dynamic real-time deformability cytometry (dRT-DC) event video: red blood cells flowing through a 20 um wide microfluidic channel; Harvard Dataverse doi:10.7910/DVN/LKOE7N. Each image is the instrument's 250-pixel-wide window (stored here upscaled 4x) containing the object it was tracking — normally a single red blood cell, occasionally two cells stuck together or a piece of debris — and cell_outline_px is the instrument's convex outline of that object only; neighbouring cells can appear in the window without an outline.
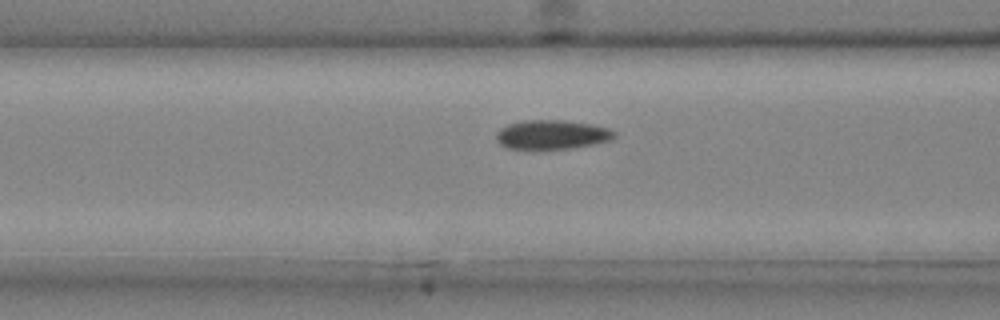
{"species": "common noctule bat (a hibernating species)", "species_latin": "Nyctalus noctula", "temperature_condition": "cold", "stored_images_in_passage": 37, "camera_frame_rate_fps": 3000, "um_per_image_px": 0.085, "animal": {"sex": "male", "body_mass_g": 20.4}, "frame": {"image": 1, "passage_image": 16, "time_ms": 5.0, "image_size_px": [1000, 320], "cell_outline_px": [[616, 136], [612, 140], [596, 144], [572, 148], [508, 148], [500, 144], [496, 140], [496, 132], [500, 128], [508, 124], [524, 120], [564, 120], [588, 124], [608, 128], [616, 132]], "centroid_in_image_um": [46.92, 11.43], "position_along_channel_um": 119.7, "area_um2": 20.0}}
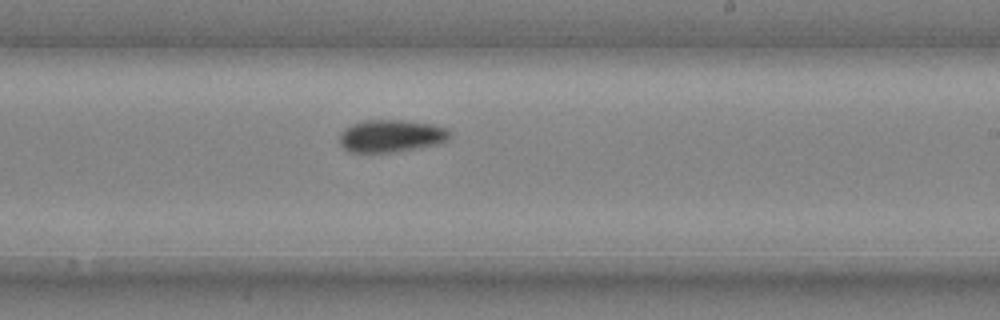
{"frame": {"image": 2, "passage_image": 25, "time_ms": 8.0, "image_size_px": [1000, 320], "cell_outline_px": [[452, 132], [448, 140], [440, 144], [396, 152], [348, 152], [340, 144], [340, 132], [344, 128], [352, 124], [364, 120], [404, 120], [432, 124], [448, 128]], "centroid_in_image_um": [33.27, 11.55], "position_along_channel_um": 255.7, "area_um2": 21.15}}
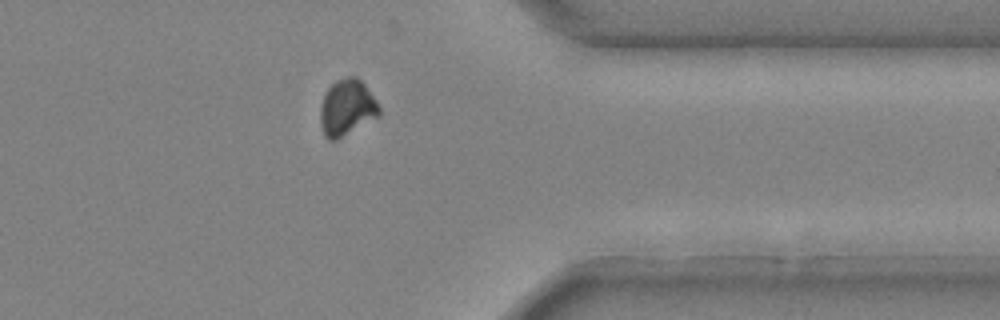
{"frame": {"image": 3, "passage_image": 34, "time_ms": 11.0, "image_size_px": [1000, 320], "cell_outline_px": [[380, 116], [336, 140], [328, 140], [324, 136], [320, 124], [320, 108], [324, 96], [328, 88], [336, 80], [348, 76], [356, 76], [364, 84], [376, 100], [380, 108]], "centroid_in_image_um": [29.48, 9.16], "position_along_channel_um": 381.9, "area_um2": 19.31}}